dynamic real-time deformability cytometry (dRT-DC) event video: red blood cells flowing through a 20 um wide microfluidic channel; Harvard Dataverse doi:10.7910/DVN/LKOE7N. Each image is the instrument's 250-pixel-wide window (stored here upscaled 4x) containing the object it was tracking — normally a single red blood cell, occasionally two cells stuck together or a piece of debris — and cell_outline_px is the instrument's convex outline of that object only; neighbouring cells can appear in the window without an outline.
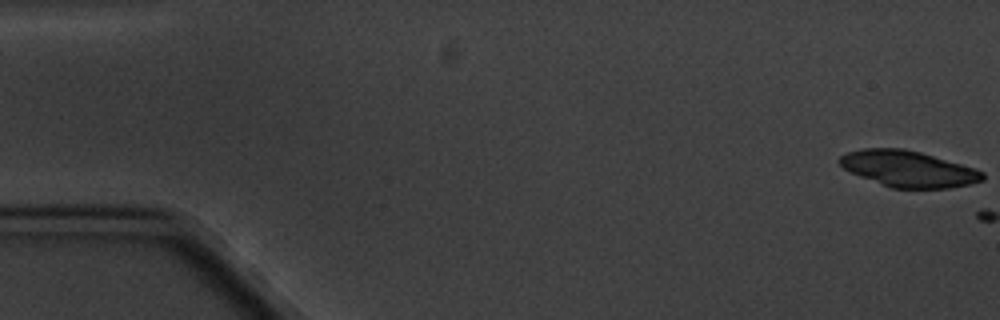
{"species": "common noctule bat (a hibernating species)", "species_latin": "Nyctalus noctula", "temperature_condition": "cold", "stored_images_in_passage": 4, "camera_frame_rate_fps": 3000, "um_per_image_px": 0.085, "animal": {"sex": "male", "body_mass_g": 20.1, "forearm_length_mm": 53.5}, "frame": {"image": 1, "passage_image": 1, "time_ms": 0.0, "image_size_px": [1000, 320], "cell_outline_px": [[984, 180], [972, 184], [948, 188], [892, 188], [860, 176], [844, 168], [836, 160], [840, 156], [848, 152], [864, 148], [904, 148], [920, 152], [960, 164], [984, 172]], "centroid_in_image_um": [77.2, 14.35], "position_along_channel_um": 7.8, "area_um2": 29.82}}